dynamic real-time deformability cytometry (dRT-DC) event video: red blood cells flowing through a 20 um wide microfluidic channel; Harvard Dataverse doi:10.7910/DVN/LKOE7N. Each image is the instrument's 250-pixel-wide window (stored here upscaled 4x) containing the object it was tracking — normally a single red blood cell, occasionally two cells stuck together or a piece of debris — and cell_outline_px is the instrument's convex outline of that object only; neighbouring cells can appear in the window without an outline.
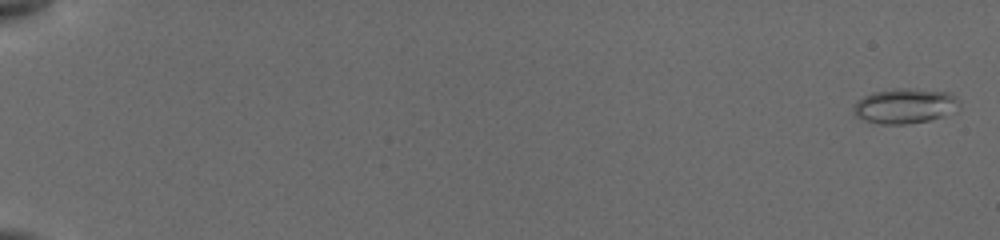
{"species": "common noctule bat (a hibernating species)", "species_latin": "Nyctalus noctula", "temperature_condition": "cold", "stored_images_in_passage": 41, "camera_frame_rate_fps": 3000, "um_per_image_px": 0.085, "animal": {"sex": "female", "body_mass_g": 19.5, "forearm_length_mm": 54.1}, "frame": {"image": 1, "passage_image": 1, "time_ms": 0.0, "image_size_px": [1000, 240], "cell_outline_px": [[960, 108], [956, 112], [928, 120], [904, 124], [876, 124], [864, 120], [856, 116], [852, 112], [852, 108], [856, 100], [872, 92], [892, 88], [912, 88], [948, 92], [952, 96]], "centroid_in_image_um": [76.84, 9.0], "position_along_channel_um": 8.2, "area_um2": 21.73}}
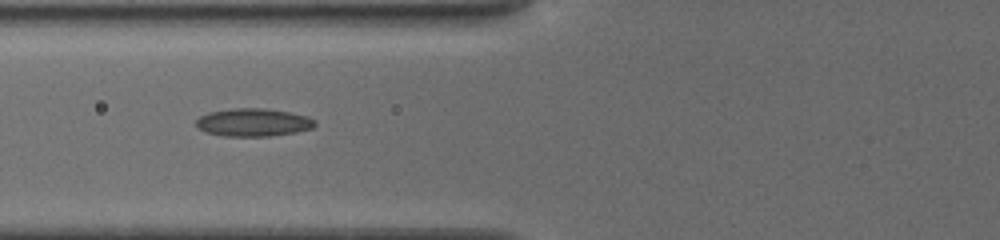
{"frame": {"image": 2, "passage_image": 31, "time_ms": 7.667, "image_size_px": [1000, 240], "cell_outline_px": [[316, 124], [312, 128], [296, 132], [268, 136], [224, 136], [204, 132], [196, 124], [196, 120], [200, 116], [208, 112], [232, 108], [268, 108], [308, 116], [316, 120]], "centroid_in_image_um": [21.53, 10.39], "position_along_channel_um": 104.3, "area_um2": 19.42}}
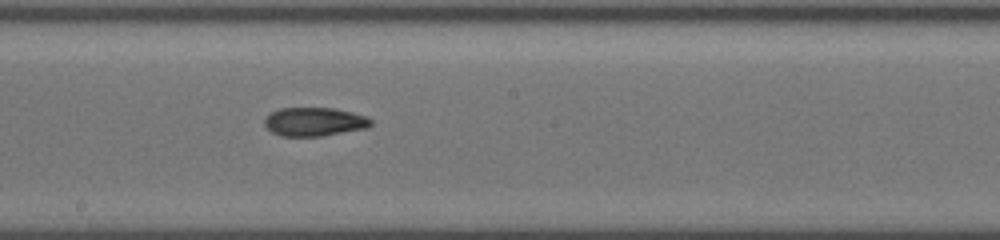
{"frame": {"image": 3, "passage_image": 41, "time_ms": 10.667, "image_size_px": [1000, 240], "cell_outline_px": [[372, 124], [368, 128], [320, 136], [280, 136], [272, 132], [264, 124], [264, 120], [272, 112], [280, 108], [332, 108], [352, 112], [368, 116], [372, 120]], "centroid_in_image_um": [26.75, 10.35], "position_along_channel_um": 221.4, "area_um2": 17.74}}